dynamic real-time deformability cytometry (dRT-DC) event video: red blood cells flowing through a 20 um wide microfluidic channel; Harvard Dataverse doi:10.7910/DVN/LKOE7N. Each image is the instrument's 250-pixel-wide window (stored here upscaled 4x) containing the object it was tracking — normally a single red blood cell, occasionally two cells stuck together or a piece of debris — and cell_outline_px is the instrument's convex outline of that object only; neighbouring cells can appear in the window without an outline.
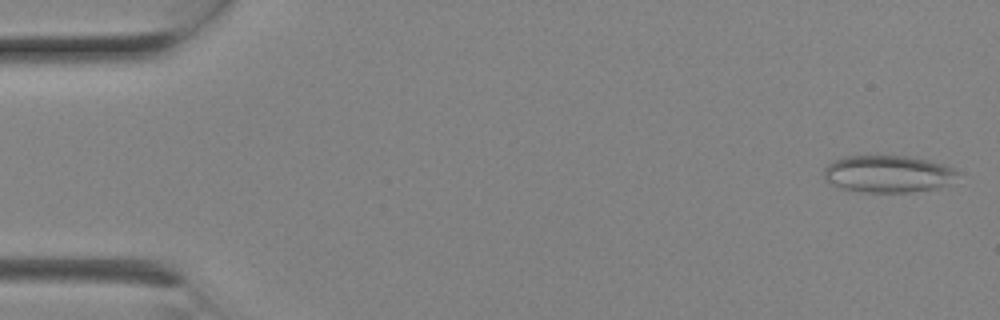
{"species": "Egyptian fruit bat (a non-hibernating species)", "species_latin": "Rousettus aegyptiacus", "temperature_condition": "room temperature", "stored_images_in_passage": 6, "camera_frame_rate_fps": 3000, "um_per_image_px": 0.085, "animal": {"sex": "female"}, "frame": {"image": 1, "passage_image": 1, "time_ms": 0.0, "image_size_px": [1000, 320], "cell_outline_px": [[964, 172], [948, 184], [936, 188], [908, 192], [860, 192], [844, 188], [824, 180], [824, 168], [828, 164], [844, 156], [908, 156], [928, 160], [944, 164]], "centroid_in_image_um": [75.54, 14.78], "position_along_channel_um": 9.5, "area_um2": 29.02}}